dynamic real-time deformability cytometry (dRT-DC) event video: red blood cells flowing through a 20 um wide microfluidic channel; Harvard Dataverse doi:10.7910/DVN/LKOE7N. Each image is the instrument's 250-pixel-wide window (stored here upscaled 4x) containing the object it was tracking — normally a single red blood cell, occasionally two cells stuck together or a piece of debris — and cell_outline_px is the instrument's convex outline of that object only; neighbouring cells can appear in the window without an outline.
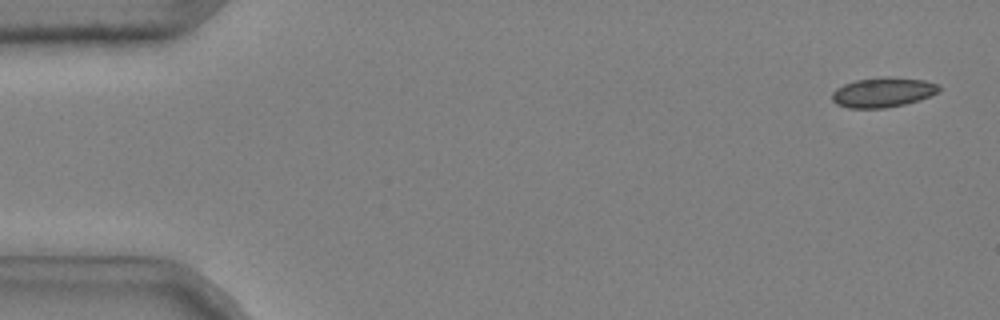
{"species": "common noctule bat (a hibernating species)", "species_latin": "Nyctalus noctula", "temperature_condition": "cold", "stored_images_in_passage": 48, "camera_frame_rate_fps": 3000, "um_per_image_px": 0.085, "animal": {"sex": "male", "body_mass_g": 20.4}, "frame": {"image": 1, "passage_image": 2, "time_ms": 0.333, "image_size_px": [1000, 320], "cell_outline_px": [[940, 88], [936, 92], [920, 100], [904, 104], [884, 108], [848, 108], [836, 104], [832, 100], [832, 92], [836, 88], [844, 84], [856, 80], [888, 76], [924, 80], [940, 84]], "centroid_in_image_um": [75.03, 7.84], "position_along_channel_um": 10.0, "area_um2": 18.55}}
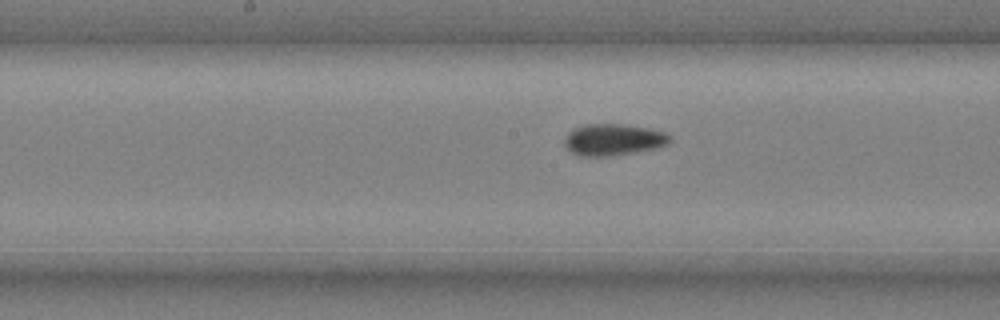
{"frame": {"image": 2, "passage_image": 27, "time_ms": 8.667, "image_size_px": [1000, 320], "cell_outline_px": [[672, 140], [668, 144], [656, 148], [612, 156], [576, 156], [564, 144], [564, 140], [568, 132], [584, 124], [624, 124], [648, 128], [664, 132], [672, 136]], "centroid_in_image_um": [52.15, 11.87], "position_along_channel_um": 196.1, "area_um2": 19.48}}
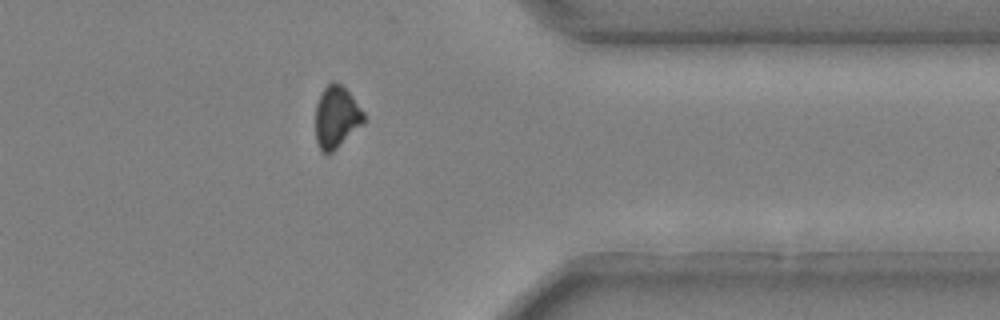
{"frame": {"image": 3, "passage_image": 43, "time_ms": 14.0, "image_size_px": [1000, 320], "cell_outline_px": [[364, 124], [328, 156], [320, 148], [316, 140], [316, 104], [324, 88], [332, 80], [336, 80], [352, 96], [364, 112]], "centroid_in_image_um": [28.6, 9.96], "position_along_channel_um": 382.8, "area_um2": 17.46}, "authors_computed_cell_mechanics": {"area_um2": 18.5827, "velocity_mm_per_s": 3.7151, "shape_relaxation_time_tau1_ms": 3.5793, "shape_relaxation_time_tau2_ms": 3.6738, "deformation_change_tau1": 0.0723, "deformation_change_tau2": 0.08}}